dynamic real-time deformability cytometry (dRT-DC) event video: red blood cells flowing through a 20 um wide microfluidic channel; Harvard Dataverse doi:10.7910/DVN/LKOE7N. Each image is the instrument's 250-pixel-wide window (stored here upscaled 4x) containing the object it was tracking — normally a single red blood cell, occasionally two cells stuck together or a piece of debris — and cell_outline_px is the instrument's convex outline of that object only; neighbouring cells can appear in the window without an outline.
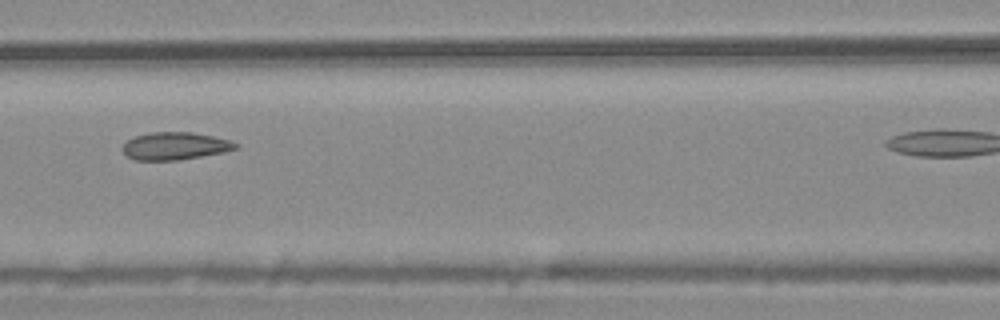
{"species": "common noctule bat (a hibernating species)", "species_latin": "Nyctalus noctula", "temperature_condition": "warm", "stored_images_in_passage": 6, "camera_frame_rate_fps": 3000, "um_per_image_px": 0.085, "animal": {"sex": "male", "body_mass_g": 20.4}, "frame": {"image": 1, "passage_image": 3, "time_ms": 0.667, "image_size_px": [1000, 320], "cell_outline_px": [[240, 144], [236, 148], [224, 152], [176, 160], [136, 160], [128, 156], [120, 148], [128, 140], [136, 136], [152, 132], [192, 132], [212, 136], [228, 140]], "centroid_in_image_um": [14.86, 12.4], "position_along_channel_um": 151.7, "area_um2": 17.92}}